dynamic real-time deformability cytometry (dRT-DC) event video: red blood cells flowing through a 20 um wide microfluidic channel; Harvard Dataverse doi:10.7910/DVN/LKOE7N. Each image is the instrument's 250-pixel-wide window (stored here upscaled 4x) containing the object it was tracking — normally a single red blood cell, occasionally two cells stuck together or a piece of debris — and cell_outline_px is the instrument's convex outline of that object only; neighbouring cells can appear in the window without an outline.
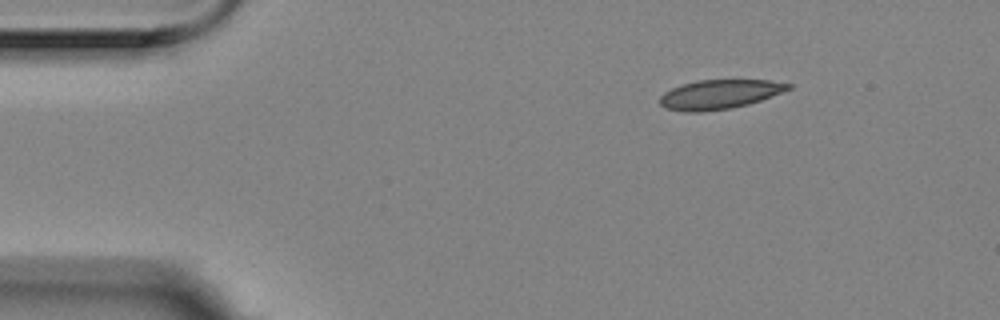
{"species": "Egyptian fruit bat (a non-hibernating species)", "species_latin": "Rousettus aegyptiacus", "temperature_condition": "room temperature", "stored_images_in_passage": 4, "camera_frame_rate_fps": 3000, "um_per_image_px": 0.085, "animal": {"sex": "female"}, "frame": {"image": 1, "passage_image": 1, "time_ms": 0.0, "image_size_px": [1000, 320], "cell_outline_px": [[792, 88], [760, 100], [748, 104], [732, 108], [700, 112], [684, 112], [664, 108], [660, 104], [660, 96], [664, 92], [672, 88], [696, 80], [772, 80], [792, 84]], "centroid_in_image_um": [61.14, 8.02], "position_along_channel_um": 23.9, "area_um2": 21.91}}
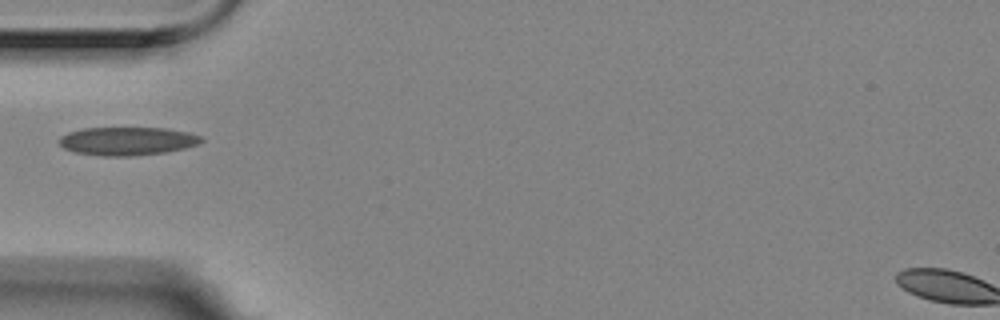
{"frame": {"image": 2, "passage_image": 4, "time_ms": 1.0, "image_size_px": [1000, 320], "cell_outline_px": [[204, 140], [196, 144], [184, 148], [164, 152], [132, 156], [100, 156], [76, 152], [64, 148], [56, 140], [60, 136], [68, 132], [84, 128], [164, 128], [188, 132], [200, 136]], "centroid_in_image_um": [10.77, 11.99], "position_along_channel_um": 74.2, "area_um2": 23.35}}